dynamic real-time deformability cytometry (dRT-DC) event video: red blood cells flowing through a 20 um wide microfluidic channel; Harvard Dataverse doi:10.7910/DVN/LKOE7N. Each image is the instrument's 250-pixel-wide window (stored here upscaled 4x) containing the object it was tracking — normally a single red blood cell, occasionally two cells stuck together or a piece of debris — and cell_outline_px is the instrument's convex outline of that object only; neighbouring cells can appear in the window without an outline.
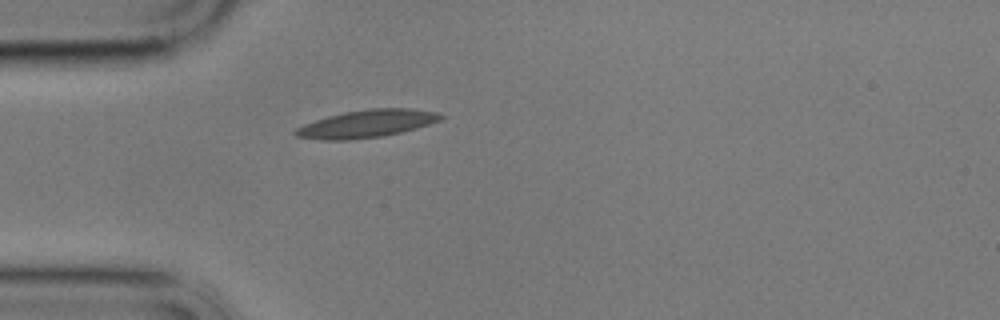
{"species": "common noctule bat (a hibernating species)", "species_latin": "Nyctalus noctula", "temperature_condition": "cold", "stored_images_in_passage": 42, "camera_frame_rate_fps": 3000, "um_per_image_px": 0.085, "animal": {"sex": "male", "body_mass_g": 17.9}, "frame": {"image": 1, "passage_image": 1, "time_ms": 0.0, "image_size_px": [1000, 320], "cell_outline_px": [[444, 116], [440, 120], [416, 128], [384, 136], [348, 140], [320, 140], [296, 136], [292, 132], [296, 128], [304, 124], [328, 116], [344, 112], [368, 108], [408, 108], [436, 112]], "centroid_in_image_um": [31.14, 10.52], "position_along_channel_um": 53.9, "area_um2": 23.29}}
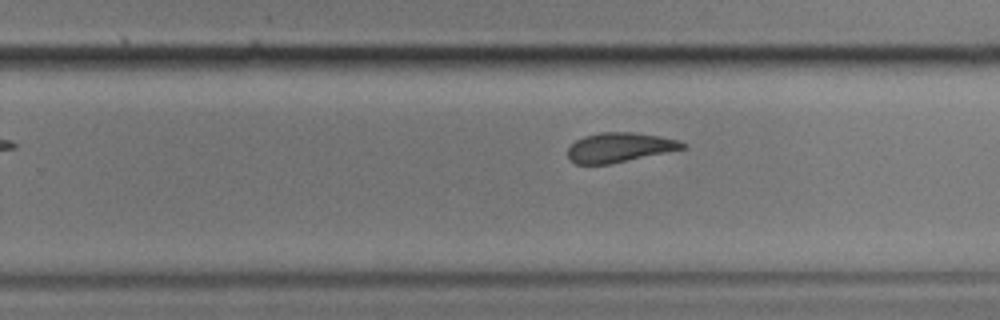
{"frame": {"image": 2, "passage_image": 21, "time_ms": 6.667, "image_size_px": [1000, 320], "cell_outline_px": [[688, 148], [612, 164], [576, 164], [568, 160], [568, 148], [576, 140], [584, 136], [600, 132], [632, 132], [660, 136], [676, 140], [688, 144]], "centroid_in_image_um": [52.68, 12.54], "position_along_channel_um": 277.1, "area_um2": 20.0}}
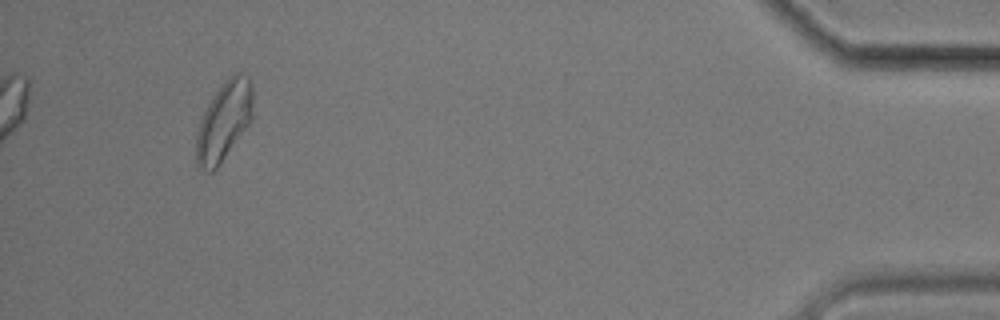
{"frame": {"image": 3, "passage_image": 39, "time_ms": 12.667, "image_size_px": [1000, 320], "cell_outline_px": [[252, 120], [220, 164], [212, 172], [208, 172], [196, 168], [196, 132], [200, 120], [212, 96], [228, 76], [232, 72], [240, 72], [248, 76], [252, 84]], "centroid_in_image_um": [19.02, 10.29], "position_along_channel_um": 416.2, "area_um2": 26.41}, "authors_computed_cell_mechanics": {"area_um2": 20.7791, "velocity_mm_per_s": 3.4484, "shape_relaxation_time_tau1_ms": 4.1288, "shape_relaxation_time_tau2_ms": 1.9574, "deformation_change_tau1": 0.1436, "deformation_change_tau2": 0.0969}}